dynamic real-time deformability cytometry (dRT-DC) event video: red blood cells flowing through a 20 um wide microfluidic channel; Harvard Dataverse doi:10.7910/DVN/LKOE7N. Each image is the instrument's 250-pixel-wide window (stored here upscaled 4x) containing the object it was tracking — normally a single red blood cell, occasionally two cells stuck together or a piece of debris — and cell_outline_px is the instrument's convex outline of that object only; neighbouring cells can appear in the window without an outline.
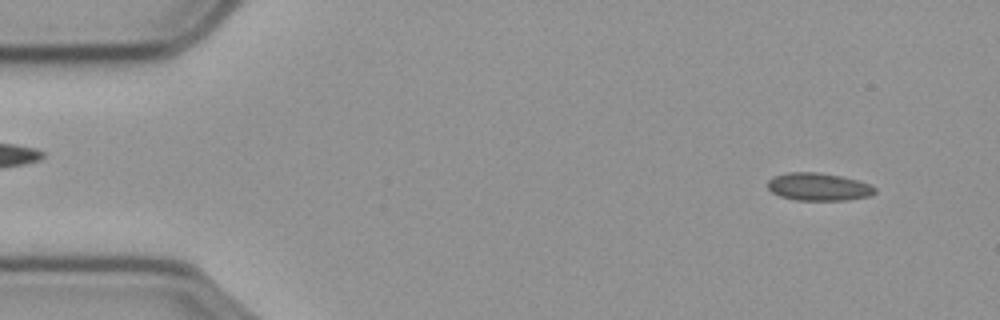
{"species": "common noctule bat (a hibernating species)", "species_latin": "Nyctalus noctula", "temperature_condition": "cold", "stored_images_in_passage": 55, "camera_frame_rate_fps": 3000, "um_per_image_px": 0.085, "animal": {"sex": "male", "body_mass_g": 23.1, "forearm_length_mm": 52.7}, "frame": {"image": 1, "passage_image": 3, "time_ms": 0.667, "image_size_px": [1000, 320], "cell_outline_px": [[876, 192], [872, 196], [844, 200], [796, 200], [780, 196], [772, 192], [768, 188], [768, 180], [772, 176], [788, 172], [820, 172], [840, 176], [856, 180], [868, 184], [876, 188]], "centroid_in_image_um": [69.56, 15.87], "position_along_channel_um": 15.4, "area_um2": 17.34}}
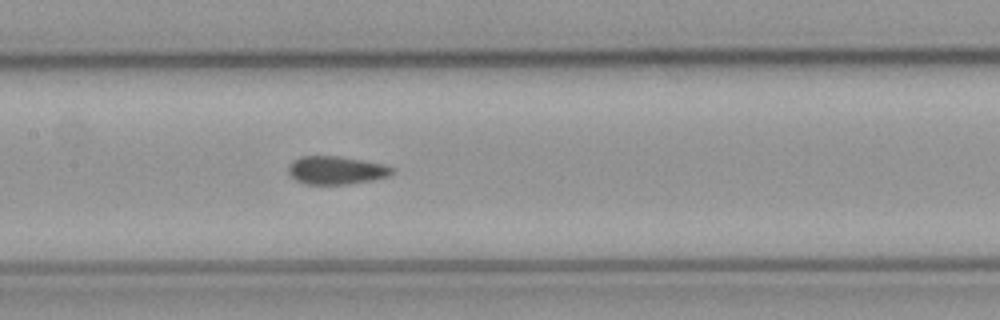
{"frame": {"image": 2, "passage_image": 25, "time_ms": 8.0, "image_size_px": [1000, 320], "cell_outline_px": [[392, 172], [388, 176], [372, 180], [348, 184], [304, 184], [296, 180], [288, 172], [288, 168], [292, 160], [300, 156], [340, 156], [384, 164], [392, 168]], "centroid_in_image_um": [28.54, 14.46], "position_along_channel_um": 178.9, "area_um2": 16.94}}
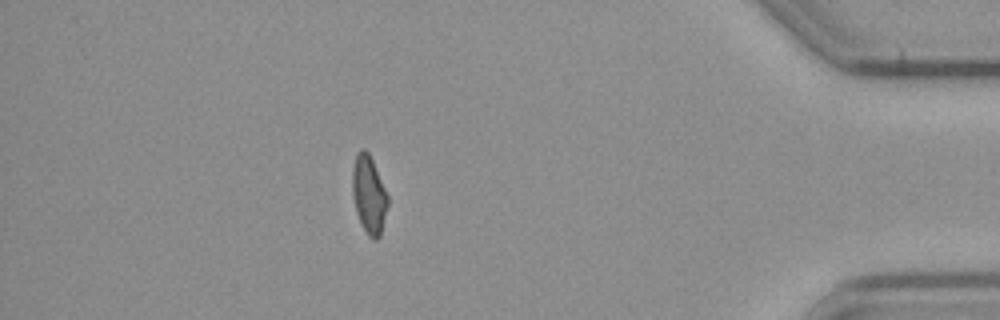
{"frame": {"image": 3, "passage_image": 48, "time_ms": 15.667, "image_size_px": [1000, 320], "cell_outline_px": [[388, 204], [380, 236], [376, 240], [372, 240], [368, 236], [360, 224], [356, 212], [352, 196], [352, 172], [356, 156], [360, 148], [364, 148], [368, 152], [372, 160], [388, 196]], "centroid_in_image_um": [31.34, 16.58], "position_along_channel_um": 403.9, "area_um2": 16.07}}